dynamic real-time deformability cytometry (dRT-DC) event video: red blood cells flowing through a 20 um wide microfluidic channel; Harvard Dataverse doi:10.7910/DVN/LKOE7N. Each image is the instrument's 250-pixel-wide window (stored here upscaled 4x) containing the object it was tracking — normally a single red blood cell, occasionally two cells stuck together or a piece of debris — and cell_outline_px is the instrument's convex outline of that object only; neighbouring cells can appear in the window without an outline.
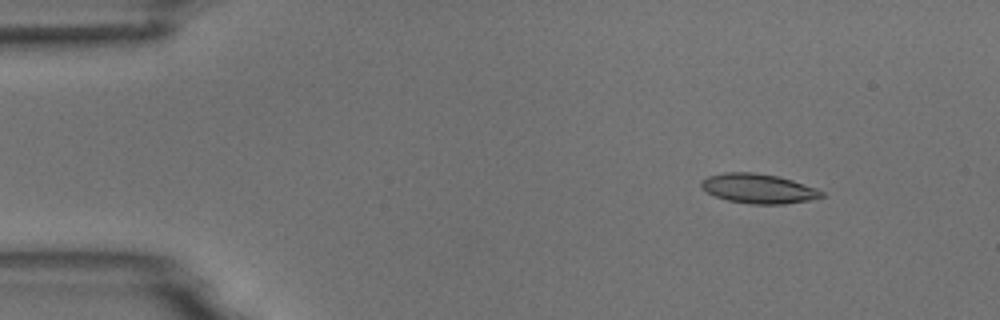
{"species": "common noctule bat (a hibernating species)", "species_latin": "Nyctalus noctula", "temperature_condition": "room temperature", "stored_images_in_passage": 8, "camera_frame_rate_fps": 3000, "um_per_image_px": 0.085, "animal": {"sex": "male", "body_mass_g": 18.8}, "frame": {"image": 1, "passage_image": 1, "time_ms": 0.0, "image_size_px": [1000, 320], "cell_outline_px": [[824, 196], [808, 200], [784, 204], [752, 204], [728, 200], [716, 196], [700, 188], [700, 184], [708, 176], [724, 172], [756, 172], [776, 176], [792, 180], [816, 188], [824, 192]], "centroid_in_image_um": [64.46, 16.02], "position_along_channel_um": 20.5, "area_um2": 20.58}}
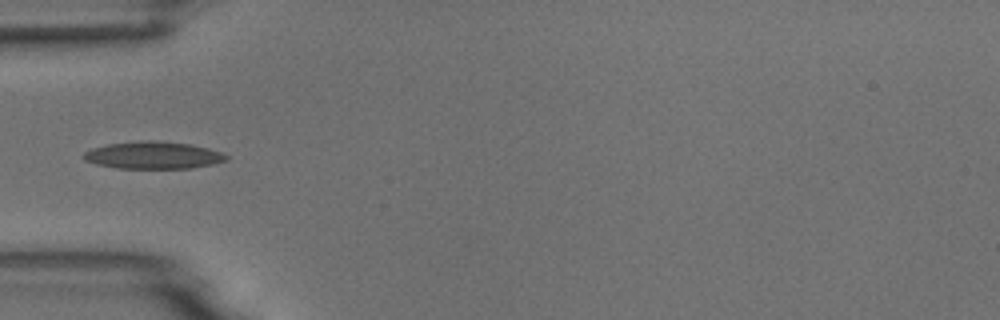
{"frame": {"image": 2, "passage_image": 4, "time_ms": 3.667, "image_size_px": [1000, 320], "cell_outline_px": [[228, 160], [212, 164], [192, 168], [116, 168], [96, 164], [84, 160], [84, 152], [92, 148], [108, 144], [144, 140], [160, 140], [188, 144], [208, 148], [220, 152], [228, 156]], "centroid_in_image_um": [13.02, 13.19], "position_along_channel_um": 72.0, "area_um2": 22.6}}
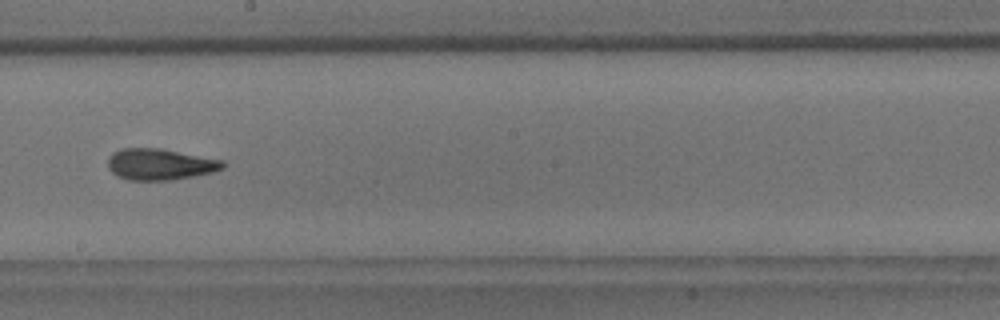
{"frame": {"image": 3, "passage_image": 8, "time_ms": 8.0, "image_size_px": [1000, 320], "cell_outline_px": [[228, 164], [224, 168], [212, 172], [192, 176], [168, 180], [128, 180], [116, 176], [108, 168], [108, 156], [112, 152], [120, 148], [160, 148], [224, 160]], "centroid_in_image_um": [13.59, 13.95], "position_along_channel_um": 234.6, "area_um2": 21.15}}